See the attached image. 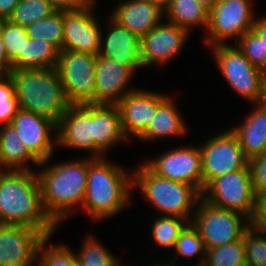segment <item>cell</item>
Segmentation results:
<instances>
[{"label": "cell", "mask_w": 266, "mask_h": 266, "mask_svg": "<svg viewBox=\"0 0 266 266\" xmlns=\"http://www.w3.org/2000/svg\"><path fill=\"white\" fill-rule=\"evenodd\" d=\"M2 39L6 54L12 62L18 55H24L25 41L29 39L26 27L1 20Z\"/></svg>", "instance_id": "36"}, {"label": "cell", "mask_w": 266, "mask_h": 266, "mask_svg": "<svg viewBox=\"0 0 266 266\" xmlns=\"http://www.w3.org/2000/svg\"><path fill=\"white\" fill-rule=\"evenodd\" d=\"M132 175L133 188L138 187L161 215L192 221L195 207L202 198V194L194 186L161 177L143 161Z\"/></svg>", "instance_id": "5"}, {"label": "cell", "mask_w": 266, "mask_h": 266, "mask_svg": "<svg viewBox=\"0 0 266 266\" xmlns=\"http://www.w3.org/2000/svg\"><path fill=\"white\" fill-rule=\"evenodd\" d=\"M148 266H179V264L177 265L174 261H173V263H161V262H153L152 264H149Z\"/></svg>", "instance_id": "48"}, {"label": "cell", "mask_w": 266, "mask_h": 266, "mask_svg": "<svg viewBox=\"0 0 266 266\" xmlns=\"http://www.w3.org/2000/svg\"><path fill=\"white\" fill-rule=\"evenodd\" d=\"M97 55L61 50L56 65L70 104H95Z\"/></svg>", "instance_id": "8"}, {"label": "cell", "mask_w": 266, "mask_h": 266, "mask_svg": "<svg viewBox=\"0 0 266 266\" xmlns=\"http://www.w3.org/2000/svg\"><path fill=\"white\" fill-rule=\"evenodd\" d=\"M252 30L264 41L266 45V15L258 17L252 27Z\"/></svg>", "instance_id": "44"}, {"label": "cell", "mask_w": 266, "mask_h": 266, "mask_svg": "<svg viewBox=\"0 0 266 266\" xmlns=\"http://www.w3.org/2000/svg\"><path fill=\"white\" fill-rule=\"evenodd\" d=\"M202 199L217 207L242 214L251 221L255 192L249 166L213 179L204 188Z\"/></svg>", "instance_id": "9"}, {"label": "cell", "mask_w": 266, "mask_h": 266, "mask_svg": "<svg viewBox=\"0 0 266 266\" xmlns=\"http://www.w3.org/2000/svg\"><path fill=\"white\" fill-rule=\"evenodd\" d=\"M251 225L266 227V190L255 193V206L251 219Z\"/></svg>", "instance_id": "40"}, {"label": "cell", "mask_w": 266, "mask_h": 266, "mask_svg": "<svg viewBox=\"0 0 266 266\" xmlns=\"http://www.w3.org/2000/svg\"><path fill=\"white\" fill-rule=\"evenodd\" d=\"M251 0H218L209 11L207 37L203 43L209 46L225 44L226 40L238 41L252 29L256 17Z\"/></svg>", "instance_id": "10"}, {"label": "cell", "mask_w": 266, "mask_h": 266, "mask_svg": "<svg viewBox=\"0 0 266 266\" xmlns=\"http://www.w3.org/2000/svg\"><path fill=\"white\" fill-rule=\"evenodd\" d=\"M246 263L266 266V227L251 225L242 236Z\"/></svg>", "instance_id": "35"}, {"label": "cell", "mask_w": 266, "mask_h": 266, "mask_svg": "<svg viewBox=\"0 0 266 266\" xmlns=\"http://www.w3.org/2000/svg\"><path fill=\"white\" fill-rule=\"evenodd\" d=\"M251 172L253 190H266V151L248 160Z\"/></svg>", "instance_id": "39"}, {"label": "cell", "mask_w": 266, "mask_h": 266, "mask_svg": "<svg viewBox=\"0 0 266 266\" xmlns=\"http://www.w3.org/2000/svg\"><path fill=\"white\" fill-rule=\"evenodd\" d=\"M57 146L93 155L92 104H71L57 124Z\"/></svg>", "instance_id": "19"}, {"label": "cell", "mask_w": 266, "mask_h": 266, "mask_svg": "<svg viewBox=\"0 0 266 266\" xmlns=\"http://www.w3.org/2000/svg\"><path fill=\"white\" fill-rule=\"evenodd\" d=\"M152 4L157 5L158 7H160L163 11H165V9L169 6L170 2L172 0H146Z\"/></svg>", "instance_id": "45"}, {"label": "cell", "mask_w": 266, "mask_h": 266, "mask_svg": "<svg viewBox=\"0 0 266 266\" xmlns=\"http://www.w3.org/2000/svg\"><path fill=\"white\" fill-rule=\"evenodd\" d=\"M264 77H265V82H266V70L264 71Z\"/></svg>", "instance_id": "50"}, {"label": "cell", "mask_w": 266, "mask_h": 266, "mask_svg": "<svg viewBox=\"0 0 266 266\" xmlns=\"http://www.w3.org/2000/svg\"><path fill=\"white\" fill-rule=\"evenodd\" d=\"M41 162L37 176L45 212L59 227L75 208L82 207L87 187L88 159L81 158L50 165ZM43 166V167H42Z\"/></svg>", "instance_id": "2"}, {"label": "cell", "mask_w": 266, "mask_h": 266, "mask_svg": "<svg viewBox=\"0 0 266 266\" xmlns=\"http://www.w3.org/2000/svg\"><path fill=\"white\" fill-rule=\"evenodd\" d=\"M20 0H0V20L8 19Z\"/></svg>", "instance_id": "43"}, {"label": "cell", "mask_w": 266, "mask_h": 266, "mask_svg": "<svg viewBox=\"0 0 266 266\" xmlns=\"http://www.w3.org/2000/svg\"><path fill=\"white\" fill-rule=\"evenodd\" d=\"M30 161L37 167L40 164L29 153L11 124L0 126V171H34L28 164Z\"/></svg>", "instance_id": "25"}, {"label": "cell", "mask_w": 266, "mask_h": 266, "mask_svg": "<svg viewBox=\"0 0 266 266\" xmlns=\"http://www.w3.org/2000/svg\"><path fill=\"white\" fill-rule=\"evenodd\" d=\"M107 35H101L99 55L131 66L135 71L142 68L140 38L121 27L111 18Z\"/></svg>", "instance_id": "21"}, {"label": "cell", "mask_w": 266, "mask_h": 266, "mask_svg": "<svg viewBox=\"0 0 266 266\" xmlns=\"http://www.w3.org/2000/svg\"><path fill=\"white\" fill-rule=\"evenodd\" d=\"M144 163L157 175L194 186L203 192L202 156L199 146L170 149Z\"/></svg>", "instance_id": "13"}, {"label": "cell", "mask_w": 266, "mask_h": 266, "mask_svg": "<svg viewBox=\"0 0 266 266\" xmlns=\"http://www.w3.org/2000/svg\"><path fill=\"white\" fill-rule=\"evenodd\" d=\"M109 16L140 39L160 24L164 11L146 0H124Z\"/></svg>", "instance_id": "22"}, {"label": "cell", "mask_w": 266, "mask_h": 266, "mask_svg": "<svg viewBox=\"0 0 266 266\" xmlns=\"http://www.w3.org/2000/svg\"><path fill=\"white\" fill-rule=\"evenodd\" d=\"M152 223L151 234L155 244L157 243L162 248L172 249L189 221L176 216L161 215Z\"/></svg>", "instance_id": "31"}, {"label": "cell", "mask_w": 266, "mask_h": 266, "mask_svg": "<svg viewBox=\"0 0 266 266\" xmlns=\"http://www.w3.org/2000/svg\"><path fill=\"white\" fill-rule=\"evenodd\" d=\"M45 236L30 227L0 224V266H33Z\"/></svg>", "instance_id": "16"}, {"label": "cell", "mask_w": 266, "mask_h": 266, "mask_svg": "<svg viewBox=\"0 0 266 266\" xmlns=\"http://www.w3.org/2000/svg\"><path fill=\"white\" fill-rule=\"evenodd\" d=\"M56 10H73L78 8L86 0H45Z\"/></svg>", "instance_id": "42"}, {"label": "cell", "mask_w": 266, "mask_h": 266, "mask_svg": "<svg viewBox=\"0 0 266 266\" xmlns=\"http://www.w3.org/2000/svg\"><path fill=\"white\" fill-rule=\"evenodd\" d=\"M26 31L29 38L44 39L61 51L63 47V10H56L49 17L32 23L26 27Z\"/></svg>", "instance_id": "28"}, {"label": "cell", "mask_w": 266, "mask_h": 266, "mask_svg": "<svg viewBox=\"0 0 266 266\" xmlns=\"http://www.w3.org/2000/svg\"><path fill=\"white\" fill-rule=\"evenodd\" d=\"M199 148L202 156L203 190L213 179L248 166V159L231 129L208 138Z\"/></svg>", "instance_id": "11"}, {"label": "cell", "mask_w": 266, "mask_h": 266, "mask_svg": "<svg viewBox=\"0 0 266 266\" xmlns=\"http://www.w3.org/2000/svg\"><path fill=\"white\" fill-rule=\"evenodd\" d=\"M19 109L49 118L56 124L71 105L56 68L11 70Z\"/></svg>", "instance_id": "4"}, {"label": "cell", "mask_w": 266, "mask_h": 266, "mask_svg": "<svg viewBox=\"0 0 266 266\" xmlns=\"http://www.w3.org/2000/svg\"><path fill=\"white\" fill-rule=\"evenodd\" d=\"M83 241L80 251L75 252L78 266H122L118 258L93 235L87 236Z\"/></svg>", "instance_id": "29"}, {"label": "cell", "mask_w": 266, "mask_h": 266, "mask_svg": "<svg viewBox=\"0 0 266 266\" xmlns=\"http://www.w3.org/2000/svg\"><path fill=\"white\" fill-rule=\"evenodd\" d=\"M224 79L245 100L259 104L265 83L264 72L255 67L237 47L217 44L210 47Z\"/></svg>", "instance_id": "6"}, {"label": "cell", "mask_w": 266, "mask_h": 266, "mask_svg": "<svg viewBox=\"0 0 266 266\" xmlns=\"http://www.w3.org/2000/svg\"><path fill=\"white\" fill-rule=\"evenodd\" d=\"M191 223L197 228L206 249L242 239L251 226L250 220L234 211L198 201Z\"/></svg>", "instance_id": "7"}, {"label": "cell", "mask_w": 266, "mask_h": 266, "mask_svg": "<svg viewBox=\"0 0 266 266\" xmlns=\"http://www.w3.org/2000/svg\"><path fill=\"white\" fill-rule=\"evenodd\" d=\"M56 9L45 0H20L7 20L27 27L32 23L49 17Z\"/></svg>", "instance_id": "32"}, {"label": "cell", "mask_w": 266, "mask_h": 266, "mask_svg": "<svg viewBox=\"0 0 266 266\" xmlns=\"http://www.w3.org/2000/svg\"><path fill=\"white\" fill-rule=\"evenodd\" d=\"M51 237L45 236L39 243L37 251L38 266H78L76 254L64 244L46 245Z\"/></svg>", "instance_id": "34"}, {"label": "cell", "mask_w": 266, "mask_h": 266, "mask_svg": "<svg viewBox=\"0 0 266 266\" xmlns=\"http://www.w3.org/2000/svg\"><path fill=\"white\" fill-rule=\"evenodd\" d=\"M12 70V62L9 60L3 39H2V32H1V20H0V74H9Z\"/></svg>", "instance_id": "41"}, {"label": "cell", "mask_w": 266, "mask_h": 266, "mask_svg": "<svg viewBox=\"0 0 266 266\" xmlns=\"http://www.w3.org/2000/svg\"><path fill=\"white\" fill-rule=\"evenodd\" d=\"M96 3L86 0L78 8L63 10L62 50L99 55L103 32L94 14Z\"/></svg>", "instance_id": "12"}, {"label": "cell", "mask_w": 266, "mask_h": 266, "mask_svg": "<svg viewBox=\"0 0 266 266\" xmlns=\"http://www.w3.org/2000/svg\"><path fill=\"white\" fill-rule=\"evenodd\" d=\"M19 110L10 74H0V126L9 125Z\"/></svg>", "instance_id": "37"}, {"label": "cell", "mask_w": 266, "mask_h": 266, "mask_svg": "<svg viewBox=\"0 0 266 266\" xmlns=\"http://www.w3.org/2000/svg\"><path fill=\"white\" fill-rule=\"evenodd\" d=\"M164 17L189 32L196 26L207 29L209 23V11L196 0H172L164 11Z\"/></svg>", "instance_id": "27"}, {"label": "cell", "mask_w": 266, "mask_h": 266, "mask_svg": "<svg viewBox=\"0 0 266 266\" xmlns=\"http://www.w3.org/2000/svg\"><path fill=\"white\" fill-rule=\"evenodd\" d=\"M162 21L140 40L143 67L165 65L174 59L185 45L190 32L173 23Z\"/></svg>", "instance_id": "15"}, {"label": "cell", "mask_w": 266, "mask_h": 266, "mask_svg": "<svg viewBox=\"0 0 266 266\" xmlns=\"http://www.w3.org/2000/svg\"><path fill=\"white\" fill-rule=\"evenodd\" d=\"M240 266H250V265L247 264V263H244V264H242V265H240Z\"/></svg>", "instance_id": "49"}, {"label": "cell", "mask_w": 266, "mask_h": 266, "mask_svg": "<svg viewBox=\"0 0 266 266\" xmlns=\"http://www.w3.org/2000/svg\"><path fill=\"white\" fill-rule=\"evenodd\" d=\"M135 72L131 66L97 55L95 104L116 105L136 90L127 87Z\"/></svg>", "instance_id": "18"}, {"label": "cell", "mask_w": 266, "mask_h": 266, "mask_svg": "<svg viewBox=\"0 0 266 266\" xmlns=\"http://www.w3.org/2000/svg\"><path fill=\"white\" fill-rule=\"evenodd\" d=\"M266 109V82L264 83L262 97L260 103Z\"/></svg>", "instance_id": "47"}, {"label": "cell", "mask_w": 266, "mask_h": 266, "mask_svg": "<svg viewBox=\"0 0 266 266\" xmlns=\"http://www.w3.org/2000/svg\"><path fill=\"white\" fill-rule=\"evenodd\" d=\"M246 263L243 239L206 249L203 266H240Z\"/></svg>", "instance_id": "33"}, {"label": "cell", "mask_w": 266, "mask_h": 266, "mask_svg": "<svg viewBox=\"0 0 266 266\" xmlns=\"http://www.w3.org/2000/svg\"><path fill=\"white\" fill-rule=\"evenodd\" d=\"M254 106L243 122L230 128L248 160L266 151V109L261 104Z\"/></svg>", "instance_id": "23"}, {"label": "cell", "mask_w": 266, "mask_h": 266, "mask_svg": "<svg viewBox=\"0 0 266 266\" xmlns=\"http://www.w3.org/2000/svg\"><path fill=\"white\" fill-rule=\"evenodd\" d=\"M183 119L173 99L167 96L158 105L155 115L137 139L150 142L164 137L184 136L188 129Z\"/></svg>", "instance_id": "24"}, {"label": "cell", "mask_w": 266, "mask_h": 266, "mask_svg": "<svg viewBox=\"0 0 266 266\" xmlns=\"http://www.w3.org/2000/svg\"><path fill=\"white\" fill-rule=\"evenodd\" d=\"M106 157L88 159L87 187L82 203L91 220H105L130 206L133 175ZM130 174V175H129Z\"/></svg>", "instance_id": "3"}, {"label": "cell", "mask_w": 266, "mask_h": 266, "mask_svg": "<svg viewBox=\"0 0 266 266\" xmlns=\"http://www.w3.org/2000/svg\"><path fill=\"white\" fill-rule=\"evenodd\" d=\"M167 97L164 93H154L136 89L124 96L116 105L120 112L124 136L138 137L155 115L158 105Z\"/></svg>", "instance_id": "17"}, {"label": "cell", "mask_w": 266, "mask_h": 266, "mask_svg": "<svg viewBox=\"0 0 266 266\" xmlns=\"http://www.w3.org/2000/svg\"><path fill=\"white\" fill-rule=\"evenodd\" d=\"M92 138V158L105 157L117 142H130L122 131L117 105L92 104Z\"/></svg>", "instance_id": "20"}, {"label": "cell", "mask_w": 266, "mask_h": 266, "mask_svg": "<svg viewBox=\"0 0 266 266\" xmlns=\"http://www.w3.org/2000/svg\"><path fill=\"white\" fill-rule=\"evenodd\" d=\"M59 50L44 39L25 41L24 55H18L12 61V70L55 68Z\"/></svg>", "instance_id": "26"}, {"label": "cell", "mask_w": 266, "mask_h": 266, "mask_svg": "<svg viewBox=\"0 0 266 266\" xmlns=\"http://www.w3.org/2000/svg\"><path fill=\"white\" fill-rule=\"evenodd\" d=\"M200 5L210 11L217 3L218 0H196Z\"/></svg>", "instance_id": "46"}, {"label": "cell", "mask_w": 266, "mask_h": 266, "mask_svg": "<svg viewBox=\"0 0 266 266\" xmlns=\"http://www.w3.org/2000/svg\"><path fill=\"white\" fill-rule=\"evenodd\" d=\"M0 224L30 227L44 236L58 228L43 208L36 171H0Z\"/></svg>", "instance_id": "1"}, {"label": "cell", "mask_w": 266, "mask_h": 266, "mask_svg": "<svg viewBox=\"0 0 266 266\" xmlns=\"http://www.w3.org/2000/svg\"><path fill=\"white\" fill-rule=\"evenodd\" d=\"M172 250L175 252L173 255H176L174 260L179 259V256L192 259V257L198 255L197 257L200 256V258L196 266H203L205 262L206 247L204 241L200 237L197 228L191 222L181 231Z\"/></svg>", "instance_id": "30"}, {"label": "cell", "mask_w": 266, "mask_h": 266, "mask_svg": "<svg viewBox=\"0 0 266 266\" xmlns=\"http://www.w3.org/2000/svg\"><path fill=\"white\" fill-rule=\"evenodd\" d=\"M234 44L255 67L266 70V45L252 29Z\"/></svg>", "instance_id": "38"}, {"label": "cell", "mask_w": 266, "mask_h": 266, "mask_svg": "<svg viewBox=\"0 0 266 266\" xmlns=\"http://www.w3.org/2000/svg\"><path fill=\"white\" fill-rule=\"evenodd\" d=\"M11 125L18 132L20 140L29 153L39 163L54 156V145H57V124L55 122L42 115L19 109Z\"/></svg>", "instance_id": "14"}]
</instances>
